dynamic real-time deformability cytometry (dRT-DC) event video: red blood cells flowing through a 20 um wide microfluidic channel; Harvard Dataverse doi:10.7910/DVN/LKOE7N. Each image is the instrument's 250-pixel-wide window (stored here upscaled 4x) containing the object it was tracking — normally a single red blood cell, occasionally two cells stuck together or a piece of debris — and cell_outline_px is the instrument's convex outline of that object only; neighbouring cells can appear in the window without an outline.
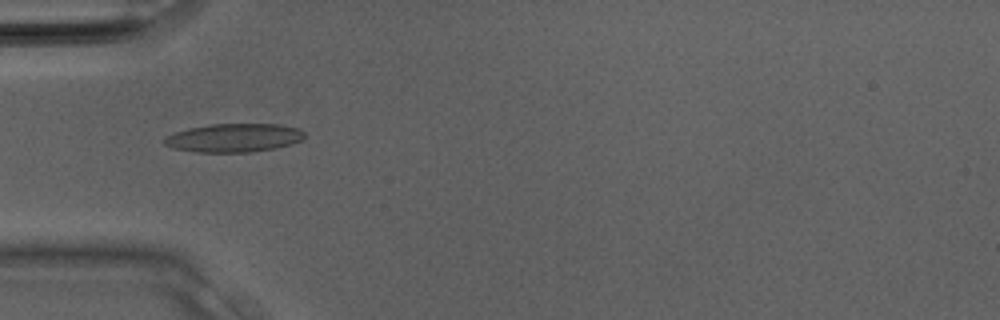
{"species": "Egyptian fruit bat (a non-hibernating species)", "species_latin": "Rousettus aegyptiacus", "temperature_condition": "room temperature", "stored_images_in_passage": 31, "camera_frame_rate_fps": 3000, "um_per_image_px": 0.085, "animal": {"sex": "male"}, "frame": {"image": 1, "passage_image": 10, "time_ms": 3.0, "image_size_px": [1000, 320], "cell_outline_px": [[304, 140], [292, 144], [276, 148], [252, 152], [196, 152], [176, 148], [164, 144], [160, 140], [164, 136], [188, 128], [212, 124], [280, 124], [300, 128], [304, 132]], "centroid_in_image_um": [19.91, 11.71], "position_along_channel_um": 65.1, "area_um2": 23.52}}
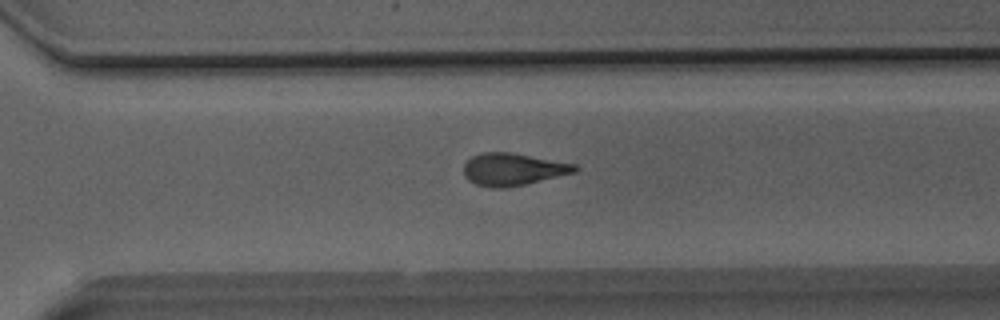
{"frame": {"image": 2, "passage_image": 22, "time_ms": 7.0, "image_size_px": [1000, 320], "cell_outline_px": [[580, 168], [576, 172], [524, 184], [504, 188], [492, 188], [476, 184], [468, 180], [464, 176], [464, 164], [472, 156], [480, 152], [512, 152], [576, 164]], "centroid_in_image_um": [43.59, 14.38], "position_along_channel_um": 327.0, "area_um2": 20.98}}
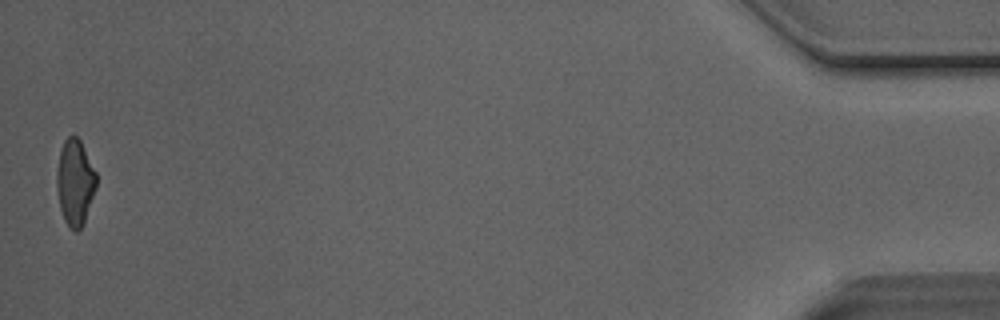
{"frame": {"image": 3, "passage_image": 31, "time_ms": 10.0, "image_size_px": [1000, 320], "cell_outline_px": [[96, 188], [84, 224], [76, 232], [64, 220], [60, 208], [56, 188], [56, 172], [60, 148], [64, 140], [68, 136], [76, 136], [80, 140], [96, 172]], "centroid_in_image_um": [6.36, 15.49], "position_along_channel_um": 428.8, "area_um2": 19.88}}